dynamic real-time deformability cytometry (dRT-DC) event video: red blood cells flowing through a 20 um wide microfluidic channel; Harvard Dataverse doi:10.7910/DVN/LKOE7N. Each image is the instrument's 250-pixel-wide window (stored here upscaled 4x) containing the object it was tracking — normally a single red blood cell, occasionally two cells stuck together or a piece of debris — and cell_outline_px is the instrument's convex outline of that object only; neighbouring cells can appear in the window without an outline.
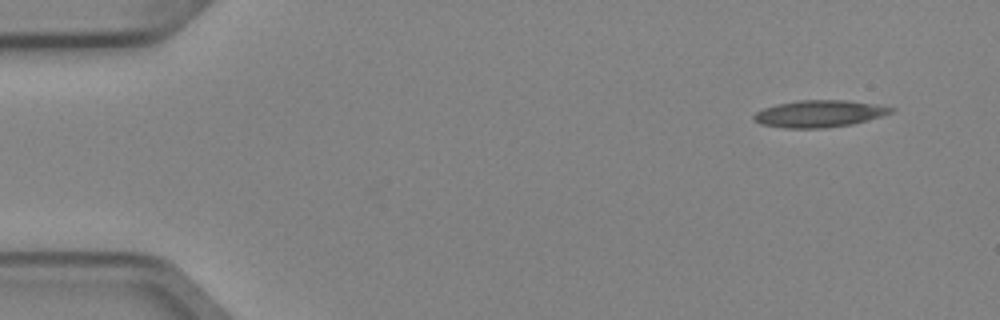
{"species": "Egyptian fruit bat (a non-hibernating species)", "species_latin": "Rousettus aegyptiacus", "temperature_condition": "cold", "stored_images_in_passage": 4, "camera_frame_rate_fps": 3000, "um_per_image_px": 0.085, "animal": {"sex": "female"}, "frame": {"image": 1, "passage_image": 1, "time_ms": 0.0, "image_size_px": [1000, 320], "cell_outline_px": [[896, 108], [892, 112], [880, 116], [852, 124], [824, 128], [784, 128], [760, 124], [752, 120], [752, 116], [756, 112], [764, 108], [780, 104], [800, 100], [848, 100]], "centroid_in_image_um": [69.59, 9.67], "position_along_channel_um": 15.4, "area_um2": 21.33}}
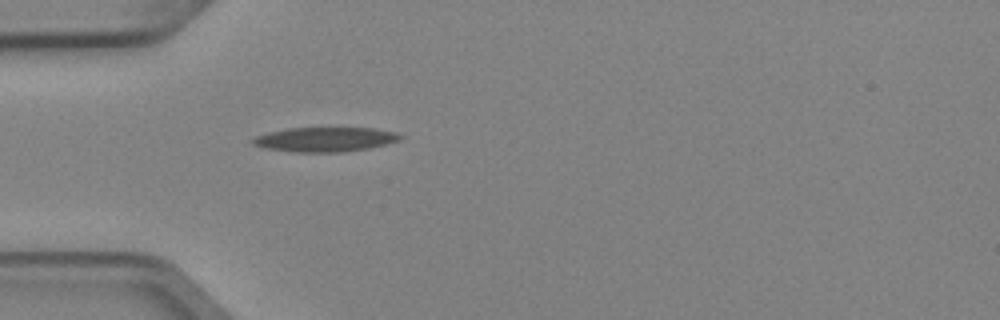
{"frame": {"image": 2, "passage_image": 4, "time_ms": 1.0, "image_size_px": [1000, 320], "cell_outline_px": [[404, 136], [400, 140], [368, 148], [344, 152], [296, 152], [264, 148], [252, 144], [252, 140], [256, 136], [268, 132], [288, 128], [372, 128], [396, 132]], "centroid_in_image_um": [27.63, 11.85], "position_along_channel_um": 57.4, "area_um2": 20.98}}